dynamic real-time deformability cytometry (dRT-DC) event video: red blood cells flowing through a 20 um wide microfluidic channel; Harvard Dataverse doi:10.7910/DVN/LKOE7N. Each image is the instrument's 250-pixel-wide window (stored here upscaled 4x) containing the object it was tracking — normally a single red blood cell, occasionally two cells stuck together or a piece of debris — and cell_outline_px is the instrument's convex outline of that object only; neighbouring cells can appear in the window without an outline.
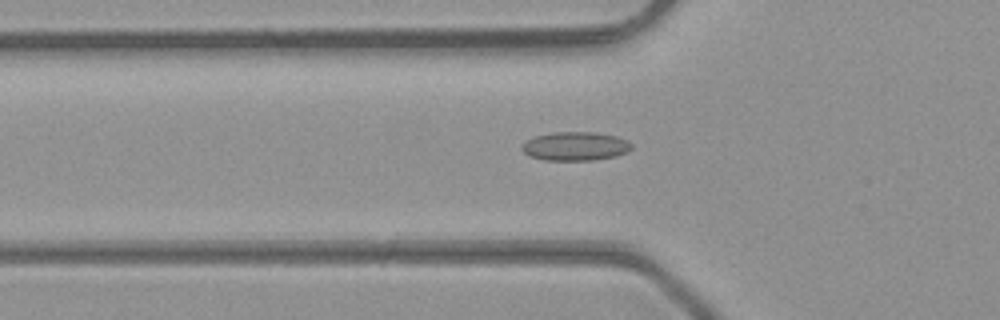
{"species": "common noctule bat (a hibernating species)", "species_latin": "Nyctalus noctula", "temperature_condition": "room temperature", "stored_images_in_passage": 48, "camera_frame_rate_fps": 3000, "um_per_image_px": 0.085, "animal": {"sex": "male", "body_mass_g": 23.1, "forearm_length_mm": 52.7}, "frame": {"image": 1, "passage_image": 17, "time_ms": 5.333, "image_size_px": [1000, 320], "cell_outline_px": [[632, 148], [628, 152], [616, 156], [592, 160], [544, 160], [528, 156], [520, 148], [528, 140], [536, 136], [552, 132], [592, 132], [616, 136], [628, 140], [632, 144]], "centroid_in_image_um": [48.92, 12.43], "position_along_channel_um": 76.9, "area_um2": 18.38}}
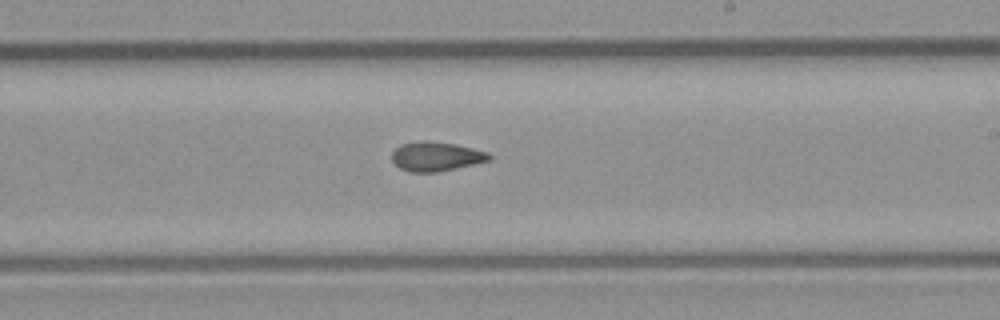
{"frame": {"image": 2, "passage_image": 29, "time_ms": 9.333, "image_size_px": [1000, 320], "cell_outline_px": [[492, 156], [488, 160], [440, 172], [412, 172], [400, 168], [392, 160], [392, 152], [400, 144], [456, 144], [488, 152]], "centroid_in_image_um": [37.09, 13.35], "position_along_channel_um": 251.9, "area_um2": 15.66}}
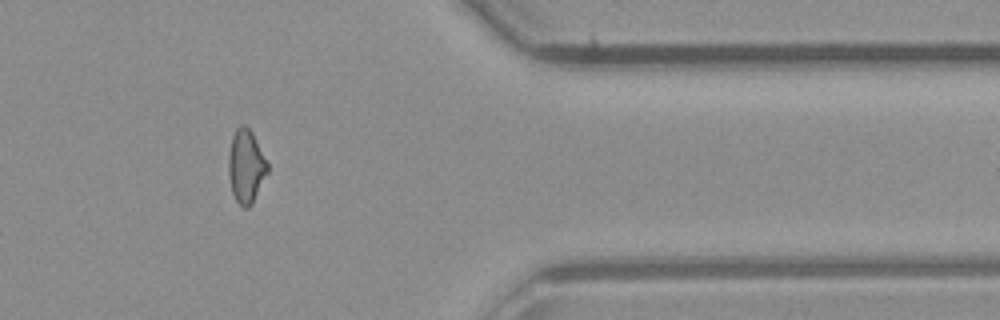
{"frame": {"image": 3, "passage_image": 40, "time_ms": 13.0, "image_size_px": [1000, 320], "cell_outline_px": [[268, 172], [252, 204], [248, 208], [244, 208], [236, 200], [232, 192], [228, 176], [228, 156], [232, 136], [236, 128], [240, 124], [244, 124], [252, 132], [268, 164]], "centroid_in_image_um": [20.9, 14.13], "position_along_channel_um": 390.5, "area_um2": 16.7}, "authors_computed_cell_mechanics": {"area_um2": 16.8198, "velocity_mm_per_s": 4.3501, "shape_relaxation_time_tau1_ms": null, "shape_relaxation_time_tau2_ms": 1.7379, "deformation_change_tau1": null, "deformation_change_tau2": 0.0722}}